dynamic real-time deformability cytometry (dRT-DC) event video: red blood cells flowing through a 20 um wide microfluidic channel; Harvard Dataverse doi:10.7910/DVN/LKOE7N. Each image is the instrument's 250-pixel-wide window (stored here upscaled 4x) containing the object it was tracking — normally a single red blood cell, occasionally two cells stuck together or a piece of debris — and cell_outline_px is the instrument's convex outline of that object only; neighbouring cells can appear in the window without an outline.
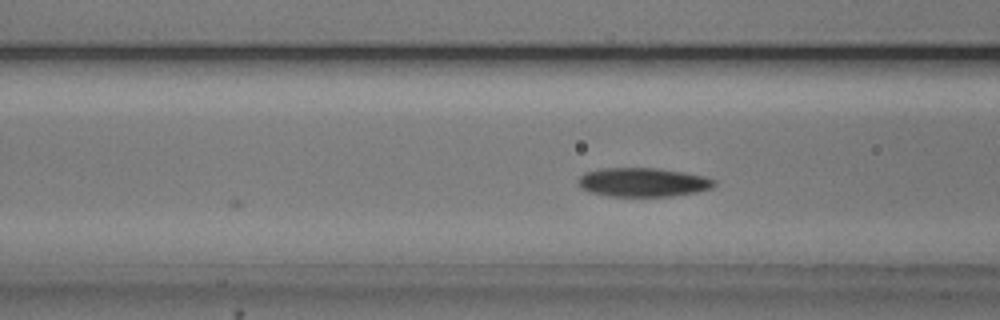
{"species": "common noctule bat (a hibernating species)", "species_latin": "Nyctalus noctula", "temperature_condition": "cold", "stored_images_in_passage": 8, "camera_frame_rate_fps": 3000, "um_per_image_px": 0.085, "animal": {"sex": "male", "body_mass_g": 20.5, "forearm_length_mm": 52.5}, "frame": {"image": 1, "passage_image": 8, "time_ms": 2.333, "image_size_px": [1000, 320], "cell_outline_px": [[716, 184], [712, 188], [696, 192], [672, 196], [608, 196], [592, 192], [584, 188], [576, 180], [584, 172], [600, 168], [660, 168], [684, 172], [704, 176], [716, 180]], "centroid_in_image_um": [54.68, 15.48], "position_along_channel_um": 111.9, "area_um2": 22.95}}